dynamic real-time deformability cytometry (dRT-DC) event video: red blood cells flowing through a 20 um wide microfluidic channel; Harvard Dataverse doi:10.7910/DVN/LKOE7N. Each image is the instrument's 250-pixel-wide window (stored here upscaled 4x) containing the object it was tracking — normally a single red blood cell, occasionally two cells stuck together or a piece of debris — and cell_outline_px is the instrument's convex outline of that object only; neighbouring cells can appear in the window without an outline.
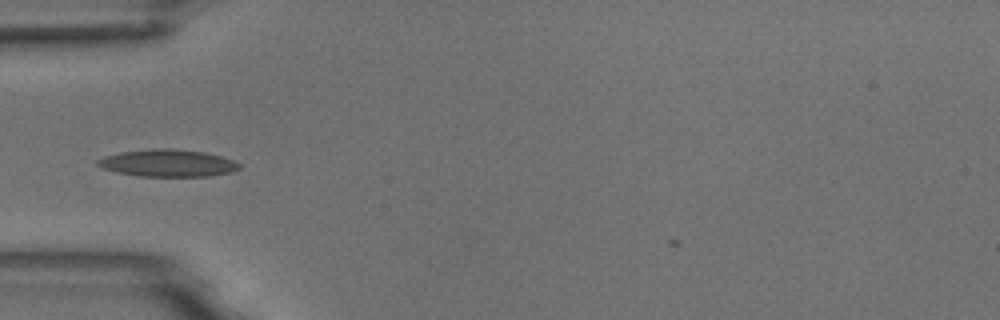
{"species": "common noctule bat (a hibernating species)", "species_latin": "Nyctalus noctula", "temperature_condition": "room temperature", "stored_images_in_passage": 2, "camera_frame_rate_fps": 3000, "um_per_image_px": 0.085, "animal": {"sex": "male", "body_mass_g": 18.8}, "frame": {"image": 1, "passage_image": 2, "time_ms": 1.0, "image_size_px": [1000, 320], "cell_outline_px": [[240, 168], [232, 172], [208, 176], [140, 176], [116, 172], [100, 168], [96, 164], [96, 160], [104, 156], [120, 152], [160, 148], [168, 148], [204, 152], [220, 156], [232, 160], [240, 164]], "centroid_in_image_um": [14.22, 13.86], "position_along_channel_um": 70.8, "area_um2": 22.37}}